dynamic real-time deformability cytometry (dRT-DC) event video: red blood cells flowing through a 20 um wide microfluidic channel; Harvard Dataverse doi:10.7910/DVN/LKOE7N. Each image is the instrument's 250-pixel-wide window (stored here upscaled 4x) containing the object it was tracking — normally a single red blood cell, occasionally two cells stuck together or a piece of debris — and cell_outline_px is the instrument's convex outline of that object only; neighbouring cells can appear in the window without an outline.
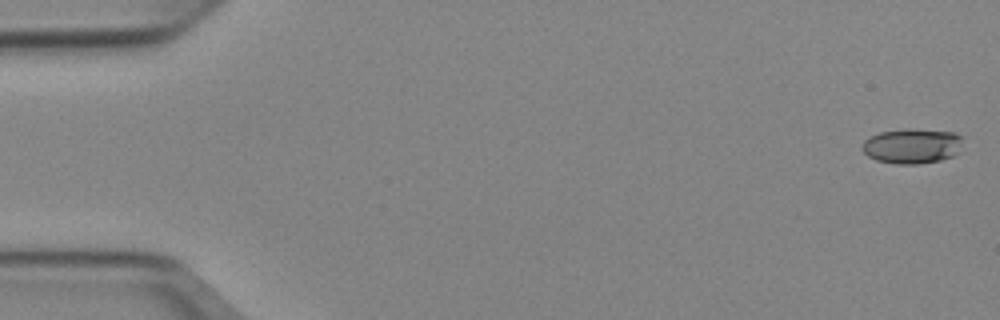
{"species": "Egyptian fruit bat (a non-hibernating species)", "species_latin": "Rousettus aegyptiacus", "temperature_condition": "cold", "stored_images_in_passage": 51, "camera_frame_rate_fps": 3000, "um_per_image_px": 0.085, "animal": {"sex": "female"}, "frame": {"image": 1, "passage_image": 1, "time_ms": 0.0, "image_size_px": [1000, 320], "cell_outline_px": [[960, 152], [952, 156], [940, 160], [916, 164], [896, 164], [876, 160], [868, 156], [860, 148], [864, 140], [880, 132], [904, 128], [912, 128], [956, 132], [960, 136]], "centroid_in_image_um": [77.51, 12.4], "position_along_channel_um": 7.5, "area_um2": 20.69}}
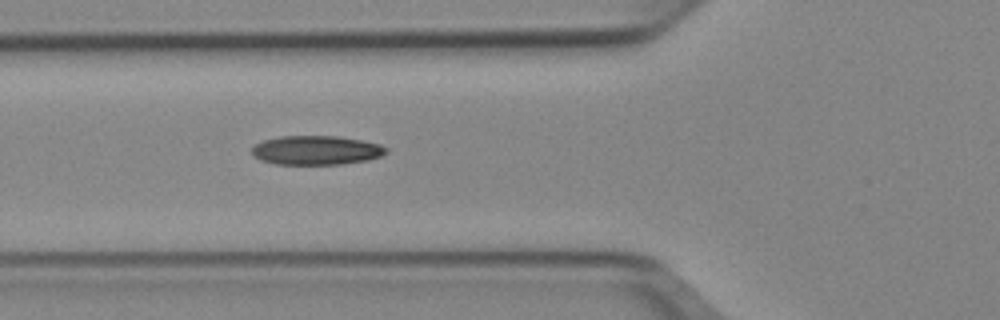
{"frame": {"image": 2, "passage_image": 19, "time_ms": 6.0, "image_size_px": [1000, 320], "cell_outline_px": [[388, 152], [380, 156], [368, 160], [340, 164], [276, 164], [260, 160], [252, 156], [252, 148], [256, 144], [264, 140], [280, 136], [336, 136], [360, 140], [380, 144], [388, 148]], "centroid_in_image_um": [26.88, 12.77], "position_along_channel_um": 98.9, "area_um2": 22.77}}
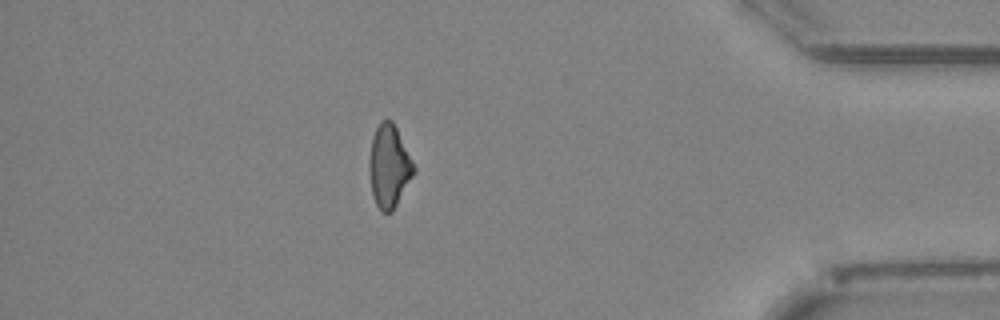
{"frame": {"image": 3, "passage_image": 45, "time_ms": 14.667, "image_size_px": [1000, 320], "cell_outline_px": [[416, 168], [412, 176], [392, 212], [380, 212], [376, 204], [372, 192], [368, 168], [368, 160], [372, 136], [380, 120], [392, 120]], "centroid_in_image_um": [33.04, 14.12], "position_along_channel_um": 402.2, "area_um2": 21.27}, "authors_computed_cell_mechanics": {"area_um2": 22.0796, "velocity_mm_per_s": 3.9548, "shape_relaxation_time_tau1_ms": 8.6405, "shape_relaxation_time_tau2_ms": 4.6123, "deformation_change_tau1": 0.2011, "deformation_change_tau2": 0.1272}}